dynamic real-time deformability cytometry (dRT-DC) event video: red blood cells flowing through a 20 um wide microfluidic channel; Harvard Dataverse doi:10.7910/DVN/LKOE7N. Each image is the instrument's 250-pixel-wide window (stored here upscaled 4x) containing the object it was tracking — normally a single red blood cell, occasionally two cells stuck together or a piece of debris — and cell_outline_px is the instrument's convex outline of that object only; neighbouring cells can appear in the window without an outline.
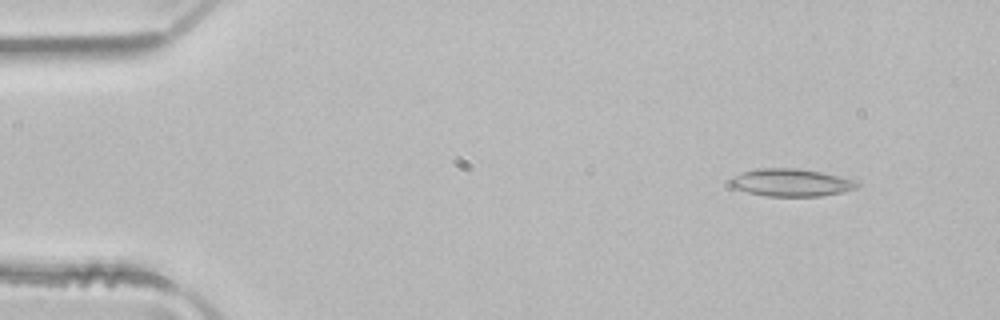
{"species": "common noctule bat (a hibernating species)", "species_latin": "Nyctalus noctula", "temperature_condition": "room temperature", "stored_images_in_passage": 4, "camera_frame_rate_fps": 3000, "um_per_image_px": 0.085, "animal": {"sex": "male", "body_mass_g": 21.5, "forearm_length_mm": 52.0}, "frame": {"image": 1, "passage_image": 1, "time_ms": 0.0, "image_size_px": [1000, 320], "cell_outline_px": [[860, 184], [856, 188], [844, 192], [820, 196], [764, 196], [732, 188], [728, 180], [732, 176], [756, 168], [796, 168], [820, 172], [860, 180]], "centroid_in_image_um": [67.25, 15.52], "position_along_channel_um": 17.7, "area_um2": 20.63}}
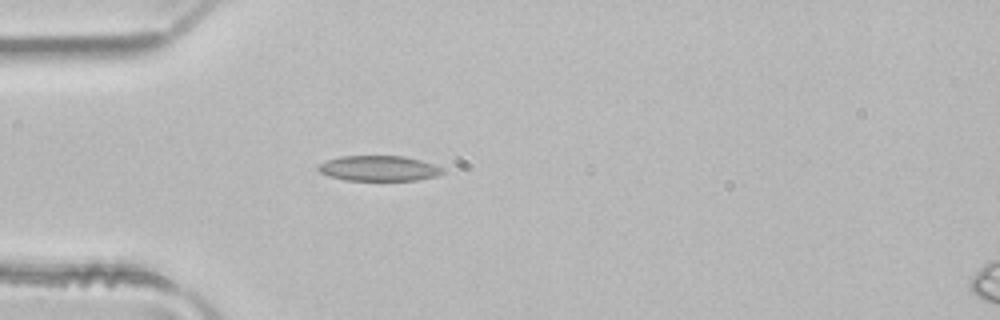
{"frame": {"image": 2, "passage_image": 3, "time_ms": 0.667, "image_size_px": [1000, 320], "cell_outline_px": [[444, 172], [436, 176], [416, 180], [344, 180], [328, 176], [320, 172], [316, 168], [320, 164], [328, 160], [340, 156], [404, 156], [420, 160], [444, 168]], "centroid_in_image_um": [32.19, 14.31], "position_along_channel_um": 52.8, "area_um2": 18.26}}